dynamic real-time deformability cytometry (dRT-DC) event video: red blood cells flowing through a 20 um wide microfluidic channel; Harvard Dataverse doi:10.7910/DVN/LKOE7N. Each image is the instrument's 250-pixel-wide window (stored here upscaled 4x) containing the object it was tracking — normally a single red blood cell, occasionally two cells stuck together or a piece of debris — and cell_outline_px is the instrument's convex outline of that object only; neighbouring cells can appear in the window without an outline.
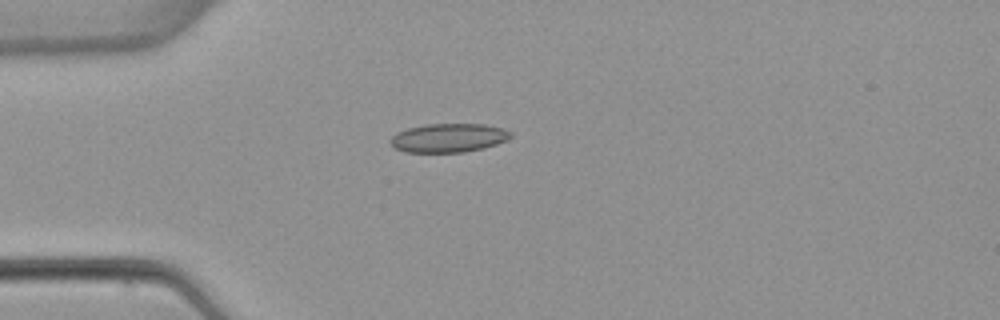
{"species": "common noctule bat (a hibernating species)", "species_latin": "Nyctalus noctula", "temperature_condition": "warm", "stored_images_in_passage": 4, "camera_frame_rate_fps": 3000, "um_per_image_px": 0.085, "animal": {"sex": "female", "body_mass_g": 22.7, "forearm_length_mm": 54.2}, "frame": {"image": 1, "passage_image": 3, "time_ms": 3.333, "image_size_px": [1000, 320], "cell_outline_px": [[512, 136], [508, 140], [484, 148], [464, 152], [404, 152], [396, 148], [388, 140], [396, 132], [408, 128], [428, 124], [484, 124], [500, 128], [512, 132]], "centroid_in_image_um": [38.13, 11.72], "position_along_channel_um": 46.9, "area_um2": 20.17}}